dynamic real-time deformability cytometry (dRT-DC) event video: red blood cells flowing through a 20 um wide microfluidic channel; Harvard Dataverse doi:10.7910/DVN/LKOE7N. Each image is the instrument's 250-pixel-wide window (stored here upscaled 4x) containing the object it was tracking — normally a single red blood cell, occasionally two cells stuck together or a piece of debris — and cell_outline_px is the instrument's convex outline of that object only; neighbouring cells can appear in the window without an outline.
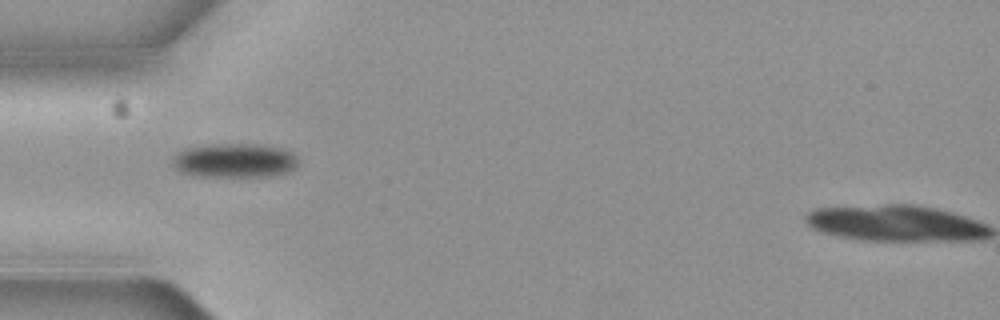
{"species": "common noctule bat (a hibernating species)", "species_latin": "Nyctalus noctula", "temperature_condition": "cold", "stored_images_in_passage": 4, "camera_frame_rate_fps": 3000, "um_per_image_px": 0.085, "animal": {"sex": "female", "body_mass_g": 19.3, "forearm_length_mm": 54.1}, "frame": {"image": 1, "passage_image": 3, "time_ms": 0.667, "image_size_px": [1000, 320], "cell_outline_px": [[296, 164], [292, 168], [284, 172], [264, 176], [192, 176], [180, 172], [172, 168], [172, 156], [176, 152], [184, 148], [212, 144], [264, 144], [284, 148], [292, 152], [296, 156]], "centroid_in_image_um": [19.84, 13.62], "position_along_channel_um": 65.2, "area_um2": 25.26}}
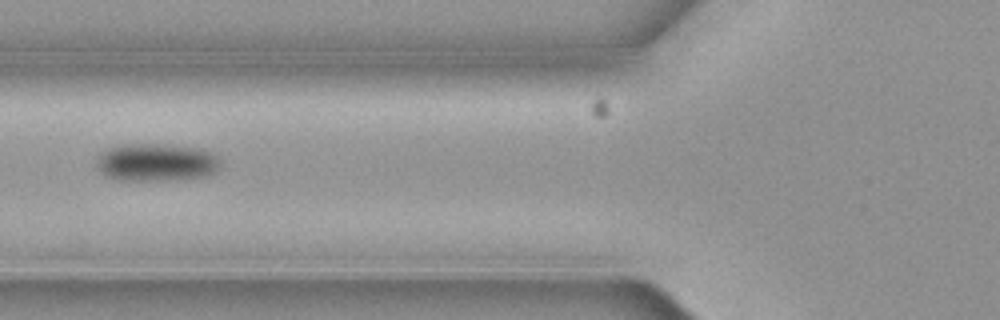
{"frame": {"image": 2, "passage_image": 4, "time_ms": 1.0, "image_size_px": [1000, 320], "cell_outline_px": [[220, 164], [216, 172], [208, 176], [184, 180], [116, 180], [104, 176], [100, 172], [96, 164], [96, 160], [108, 148], [124, 144], [164, 144], [200, 148], [212, 152], [220, 160]], "centroid_in_image_um": [13.32, 13.81], "position_along_channel_um": 112.5, "area_um2": 27.69}}